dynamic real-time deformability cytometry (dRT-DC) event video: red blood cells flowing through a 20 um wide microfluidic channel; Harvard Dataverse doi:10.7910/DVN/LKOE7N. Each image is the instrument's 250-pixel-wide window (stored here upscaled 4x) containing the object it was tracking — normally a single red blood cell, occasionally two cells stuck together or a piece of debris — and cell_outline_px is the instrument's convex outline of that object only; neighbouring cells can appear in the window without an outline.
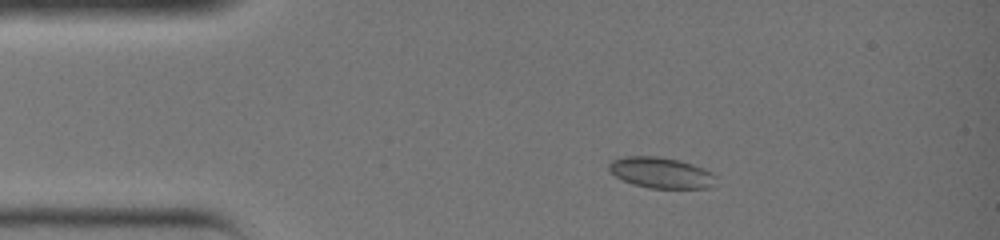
{"species": "common noctule bat (a hibernating species)", "species_latin": "Nyctalus noctula", "temperature_condition": "warm", "stored_images_in_passage": 30, "camera_frame_rate_fps": 3000, "um_per_image_px": 0.085, "animal": {"sex": "female", "body_mass_g": 19.0, "forearm_length_mm": 51.5}, "frame": {"image": 1, "passage_image": 1, "time_ms": 0.0, "image_size_px": [1000, 240], "cell_outline_px": [[716, 176], [712, 184], [708, 188], [648, 188], [632, 184], [616, 176], [608, 168], [608, 164], [612, 160], [624, 156], [656, 156], [680, 160], [704, 168], [712, 172]], "centroid_in_image_um": [56.17, 14.67], "position_along_channel_um": 28.8, "area_um2": 19.19}}
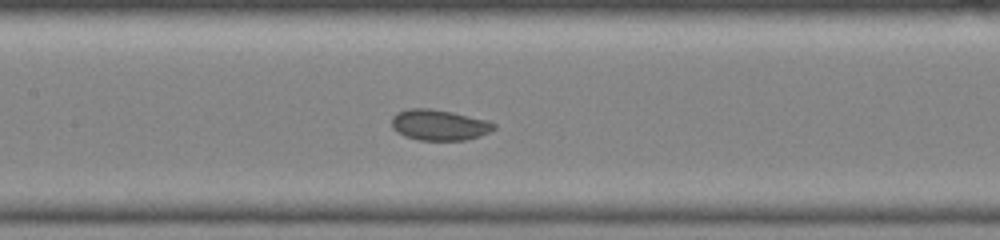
{"frame": {"image": 2, "passage_image": 12, "time_ms": 3.667, "image_size_px": [1000, 240], "cell_outline_px": [[496, 128], [480, 136], [464, 140], [416, 140], [404, 136], [396, 132], [392, 128], [392, 120], [396, 112], [408, 108], [428, 108], [452, 112], [488, 120], [496, 124]], "centroid_in_image_um": [37.31, 10.62], "position_along_channel_um": 170.1, "area_um2": 18.44}}
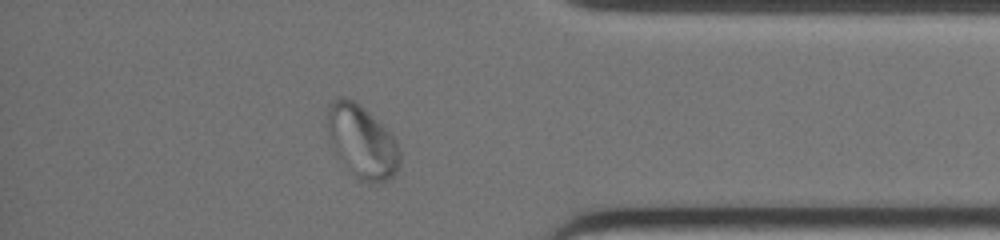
{"frame": {"image": 3, "passage_image": 26, "time_ms": 8.333, "image_size_px": [1000, 240], "cell_outline_px": [[400, 164], [396, 172], [384, 184], [368, 184], [360, 180], [352, 172], [328, 144], [328, 108], [332, 100], [336, 96], [344, 96], [360, 104], [396, 140], [400, 148]], "centroid_in_image_um": [30.76, 12.06], "position_along_channel_um": 404.4, "area_um2": 30.81}}